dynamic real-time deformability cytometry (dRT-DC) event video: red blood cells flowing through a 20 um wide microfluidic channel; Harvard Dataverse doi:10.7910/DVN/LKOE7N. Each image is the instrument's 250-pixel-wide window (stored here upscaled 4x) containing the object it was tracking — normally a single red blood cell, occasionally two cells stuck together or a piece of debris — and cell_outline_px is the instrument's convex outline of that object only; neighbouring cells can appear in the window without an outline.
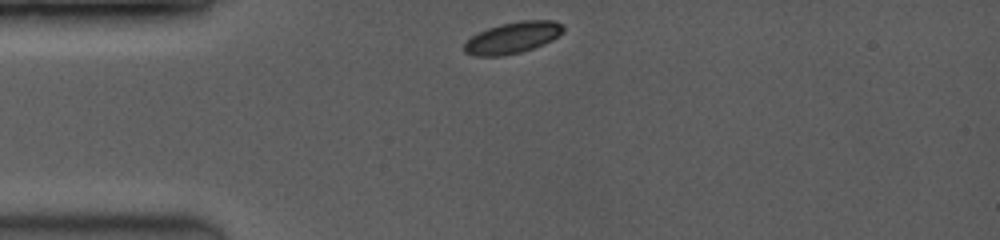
{"species": "common noctule bat (a hibernating species)", "species_latin": "Nyctalus noctula", "temperature_condition": "room temperature", "stored_images_in_passage": 37, "camera_frame_rate_fps": 3500, "um_per_image_px": 0.085, "animal": {"sex": "female", "body_mass_g": 19.0, "forearm_length_mm": 53.3}, "frame": {"image": 1, "passage_image": 1, "time_ms": 0.0, "image_size_px": [1000, 240], "cell_outline_px": [[564, 28], [552, 40], [544, 44], [520, 52], [504, 56], [476, 56], [464, 52], [464, 44], [476, 32], [500, 24], [520, 20], [552, 20], [564, 24]], "centroid_in_image_um": [43.55, 3.2], "position_along_channel_um": 41.5, "area_um2": 18.09}}
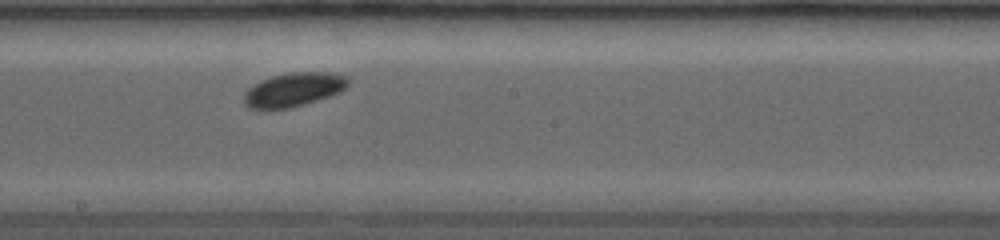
{"frame": {"image": 2, "passage_image": 19, "time_ms": 5.143, "image_size_px": [1000, 240], "cell_outline_px": [[348, 84], [340, 92], [304, 104], [288, 108], [248, 108], [244, 104], [244, 92], [248, 88], [260, 80], [272, 76], [292, 72], [316, 72], [344, 76], [348, 80]], "centroid_in_image_um": [24.89, 7.62], "position_along_channel_um": 223.3, "area_um2": 20.06}}
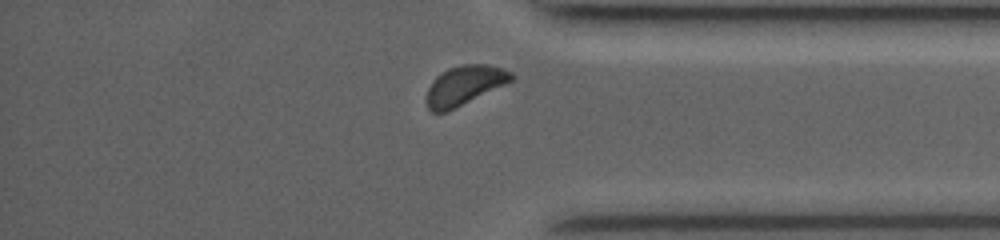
{"frame": {"image": 3, "passage_image": 34, "time_ms": 9.429, "image_size_px": [1000, 240], "cell_outline_px": [[516, 76], [512, 80], [504, 84], [444, 112], [432, 112], [428, 108], [428, 88], [432, 80], [436, 76], [448, 68], [460, 64], [484, 64], [504, 68], [512, 72]], "centroid_in_image_um": [39.48, 7.21], "position_along_channel_um": 395.7, "area_um2": 18.9}, "authors_computed_cell_mechanics": {"area_um2": 19.3052, "velocity_mm_per_s": 4.0368, "shape_relaxation_time_tau1_ms": null, "shape_relaxation_time_tau2_ms": 4.2814, "deformation_change_tau1": null, "deformation_change_tau2": 0.0637}}